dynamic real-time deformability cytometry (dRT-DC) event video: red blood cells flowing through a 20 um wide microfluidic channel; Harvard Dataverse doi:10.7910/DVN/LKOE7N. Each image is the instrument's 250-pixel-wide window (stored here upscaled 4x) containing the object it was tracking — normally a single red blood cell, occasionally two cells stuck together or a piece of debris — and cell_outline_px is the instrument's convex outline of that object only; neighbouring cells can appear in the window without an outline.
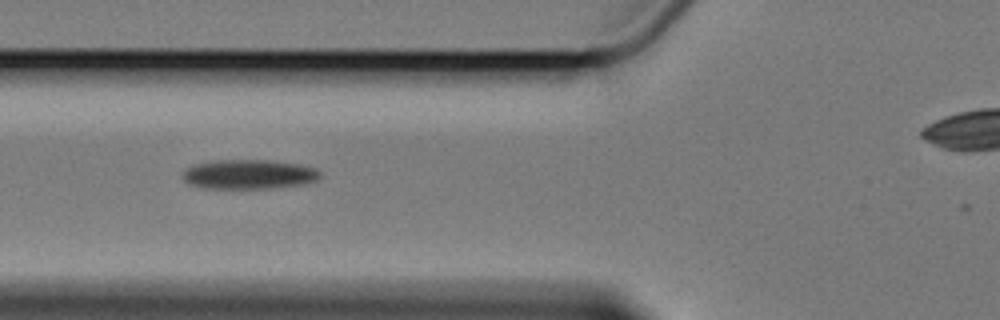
{"species": "Egyptian fruit bat (a non-hibernating species)", "species_latin": "Rousettus aegyptiacus", "temperature_condition": "cold", "stored_images_in_passage": 6, "camera_frame_rate_fps": 3000, "um_per_image_px": 0.085, "animal": {"sex": "female"}, "frame": {"image": 1, "passage_image": 3, "time_ms": 2.333, "image_size_px": [1000, 320], "cell_outline_px": [[320, 176], [316, 180], [304, 184], [268, 188], [200, 188], [188, 184], [184, 180], [180, 172], [184, 168], [192, 164], [216, 160], [268, 160], [296, 164], [316, 168], [320, 172]], "centroid_in_image_um": [21.06, 14.81], "position_along_channel_um": 104.7, "area_um2": 23.76}}
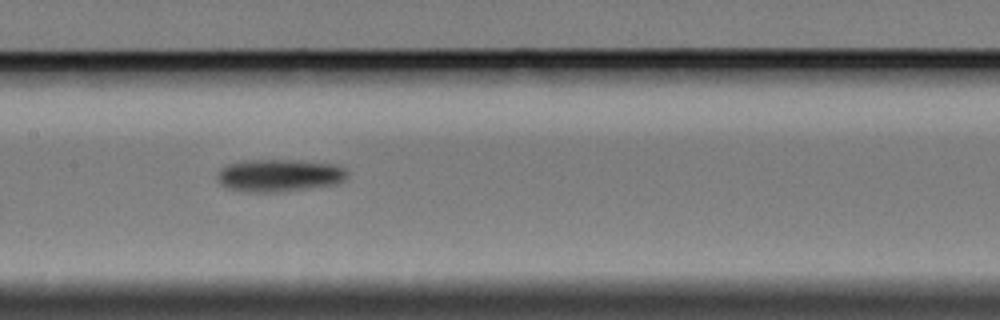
{"frame": {"image": 2, "passage_image": 5, "time_ms": 4.667, "image_size_px": [1000, 320], "cell_outline_px": [[348, 176], [344, 180], [336, 184], [280, 192], [240, 192], [228, 188], [220, 184], [216, 176], [220, 168], [228, 164], [244, 160], [300, 160], [336, 164], [344, 168], [348, 172]], "centroid_in_image_um": [23.72, 14.91], "position_along_channel_um": 183.7, "area_um2": 24.97}}
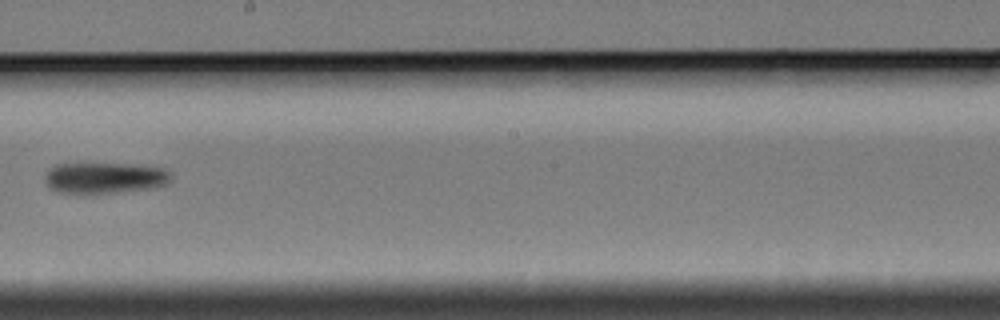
{"frame": {"image": 3, "passage_image": 6, "time_ms": 6.333, "image_size_px": [1000, 320], "cell_outline_px": [[172, 180], [168, 184], [156, 188], [84, 196], [80, 196], [56, 192], [48, 188], [44, 180], [44, 176], [56, 164], [156, 164], [168, 168], [172, 172]], "centroid_in_image_um": [8.99, 15.15], "position_along_channel_um": 239.2, "area_um2": 24.33}}